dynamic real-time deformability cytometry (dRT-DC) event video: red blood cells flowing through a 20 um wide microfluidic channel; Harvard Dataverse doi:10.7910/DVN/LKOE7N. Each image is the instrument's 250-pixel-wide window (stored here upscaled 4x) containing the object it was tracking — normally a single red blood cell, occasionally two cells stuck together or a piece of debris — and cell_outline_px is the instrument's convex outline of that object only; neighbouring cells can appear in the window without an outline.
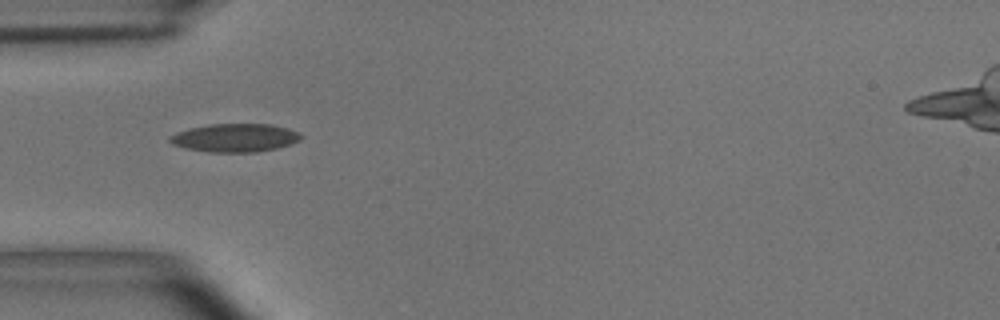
{"species": "common noctule bat (a hibernating species)", "species_latin": "Nyctalus noctula", "temperature_condition": "room temperature", "stored_images_in_passage": 4, "camera_frame_rate_fps": 3000, "um_per_image_px": 0.085, "animal": {"sex": "male", "body_mass_g": 15.6}, "frame": {"image": 1, "passage_image": 1, "time_ms": 0.0, "image_size_px": [1000, 320], "cell_outline_px": [[304, 136], [300, 140], [292, 144], [276, 148], [256, 152], [208, 152], [188, 148], [172, 144], [168, 140], [168, 136], [176, 132], [188, 128], [208, 124], [272, 124], [288, 128], [300, 132]], "centroid_in_image_um": [19.99, 11.7], "position_along_channel_um": 65.0, "area_um2": 21.85}}
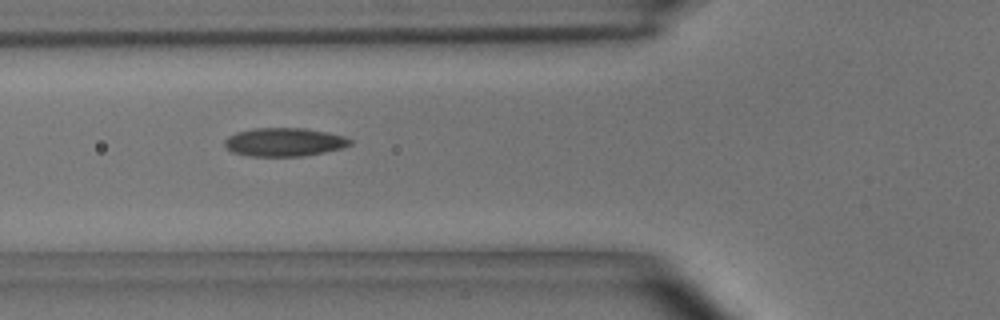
{"frame": {"image": 2, "passage_image": 2, "time_ms": 0.333, "image_size_px": [1000, 320], "cell_outline_px": [[352, 144], [340, 148], [324, 152], [304, 156], [248, 156], [232, 152], [224, 144], [224, 140], [228, 136], [236, 132], [252, 128], [304, 128], [344, 136], [352, 140]], "centroid_in_image_um": [24.13, 12.07], "position_along_channel_um": 101.7, "area_um2": 20.75}}